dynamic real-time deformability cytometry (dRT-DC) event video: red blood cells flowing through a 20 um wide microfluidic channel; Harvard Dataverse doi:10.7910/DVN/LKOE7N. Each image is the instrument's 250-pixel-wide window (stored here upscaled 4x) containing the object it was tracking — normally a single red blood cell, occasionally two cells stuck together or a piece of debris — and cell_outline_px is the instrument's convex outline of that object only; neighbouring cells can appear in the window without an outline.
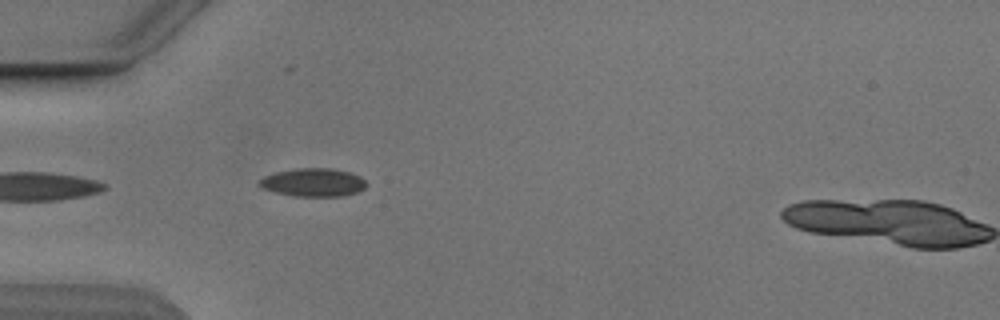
{"species": "Egyptian fruit bat (a non-hibernating species)", "species_latin": "Rousettus aegyptiacus", "temperature_condition": "cold", "stored_images_in_passage": 5, "camera_frame_rate_fps": 3000, "um_per_image_px": 0.085, "animal": {"sex": "male"}, "frame": {"image": 1, "passage_image": 4, "time_ms": 3.333, "image_size_px": [1000, 320], "cell_outline_px": [[368, 184], [364, 188], [356, 192], [344, 196], [296, 196], [276, 192], [264, 188], [256, 184], [264, 176], [276, 172], [296, 168], [332, 168], [348, 172], [360, 176]], "centroid_in_image_um": [26.63, 15.5], "position_along_channel_um": 58.4, "area_um2": 17.51}}